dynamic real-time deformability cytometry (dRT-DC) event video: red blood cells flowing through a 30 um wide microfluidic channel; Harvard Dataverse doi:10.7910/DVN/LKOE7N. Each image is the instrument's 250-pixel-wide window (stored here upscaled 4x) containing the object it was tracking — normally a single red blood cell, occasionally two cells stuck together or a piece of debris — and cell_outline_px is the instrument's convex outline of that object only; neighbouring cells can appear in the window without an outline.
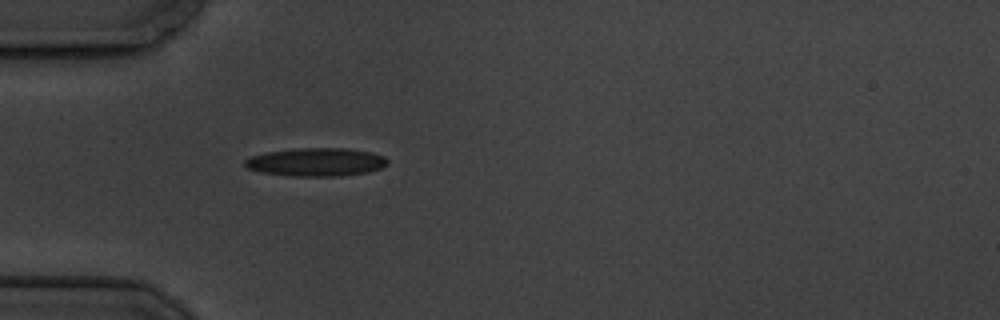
{"species": "common noctule bat (a hibernating species)", "species_latin": "Nyctalus noctula", "temperature_condition": "cold", "stored_images_in_passage": 5, "camera_frame_rate_fps": 3000, "um_per_image_px": 0.085, "animal": {"sex": "male", "body_mass_g": 19.5, "forearm_length_mm": 54.6}, "frame": {"image": 1, "passage_image": 5, "time_ms": 5.667, "image_size_px": [1000, 320], "cell_outline_px": [[388, 164], [380, 168], [368, 172], [340, 176], [292, 176], [264, 172], [244, 168], [244, 160], [252, 156], [268, 152], [296, 148], [344, 148], [372, 152], [384, 156], [388, 160]], "centroid_in_image_um": [26.89, 13.77], "position_along_channel_um": 58.1, "area_um2": 23.47}}